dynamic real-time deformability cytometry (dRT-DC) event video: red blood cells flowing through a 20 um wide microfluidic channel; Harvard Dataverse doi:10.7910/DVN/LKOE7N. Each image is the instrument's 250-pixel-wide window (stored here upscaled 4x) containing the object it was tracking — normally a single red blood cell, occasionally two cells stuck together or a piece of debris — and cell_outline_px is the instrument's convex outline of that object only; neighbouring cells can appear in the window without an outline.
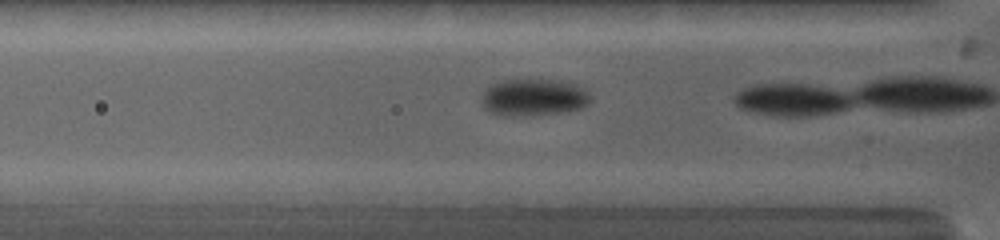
{"species": "common noctule bat (a hibernating species)", "species_latin": "Nyctalus noctula", "temperature_condition": "warm", "stored_images_in_passage": 12, "camera_frame_rate_fps": 5000, "um_per_image_px": 0.085, "animal": {"sex": "female", "body_mass_g": 19.0, "forearm_length_mm": 53.3}, "frame": {"image": 1, "passage_image": 4, "time_ms": 0.8, "image_size_px": [1000, 240], "cell_outline_px": [[592, 100], [588, 104], [580, 108], [568, 112], [536, 116], [496, 116], [488, 112], [484, 108], [480, 100], [480, 96], [488, 84], [500, 80], [528, 76], [532, 76], [568, 80], [584, 88], [592, 96]], "centroid_in_image_um": [45.33, 8.23], "position_along_channel_um": 80.5, "area_um2": 25.66}}